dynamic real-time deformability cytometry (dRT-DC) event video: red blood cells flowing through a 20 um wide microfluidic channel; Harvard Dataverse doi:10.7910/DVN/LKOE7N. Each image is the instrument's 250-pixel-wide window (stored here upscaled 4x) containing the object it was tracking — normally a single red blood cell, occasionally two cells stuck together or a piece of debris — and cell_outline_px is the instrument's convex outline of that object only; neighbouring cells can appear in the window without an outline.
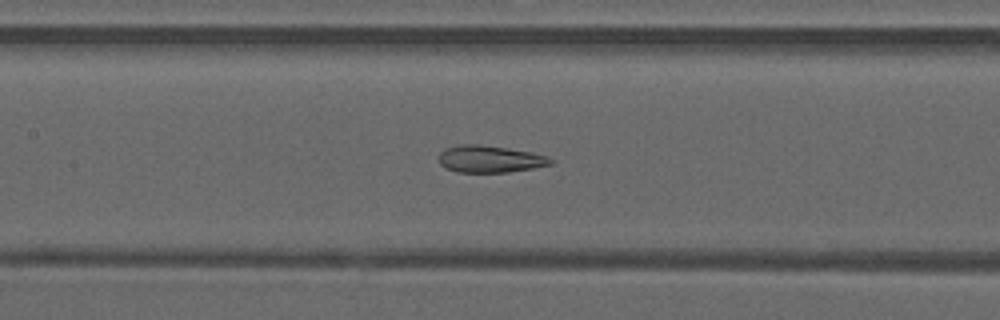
{"species": "common noctule bat (a hibernating species)", "species_latin": "Nyctalus noctula", "temperature_condition": "warm", "stored_images_in_passage": 49, "camera_frame_rate_fps": 3000, "um_per_image_px": 0.085, "animal": {"sex": "male", "forearm_length_mm": 52.5}, "frame": {"image": 1, "passage_image": 23, "time_ms": 7.333, "image_size_px": [1000, 320], "cell_outline_px": [[556, 160], [552, 164], [532, 168], [508, 172], [456, 172], [440, 164], [440, 152], [444, 148], [460, 144], [480, 144], [532, 152], [548, 156]], "centroid_in_image_um": [41.67, 13.51], "position_along_channel_um": 165.7, "area_um2": 17.63}}
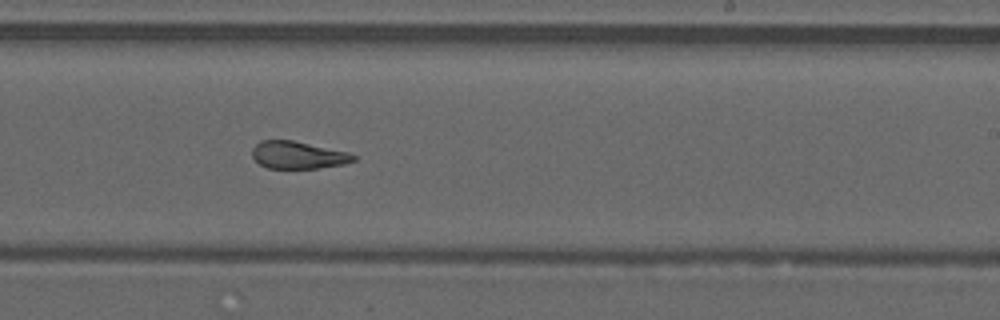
{"frame": {"image": 2, "passage_image": 30, "time_ms": 9.667, "image_size_px": [1000, 320], "cell_outline_px": [[356, 160], [344, 164], [316, 168], [268, 168], [260, 164], [252, 156], [252, 148], [260, 140], [292, 140], [348, 152], [356, 156]], "centroid_in_image_um": [25.32, 13.17], "position_along_channel_um": 263.7, "area_um2": 16.07}}
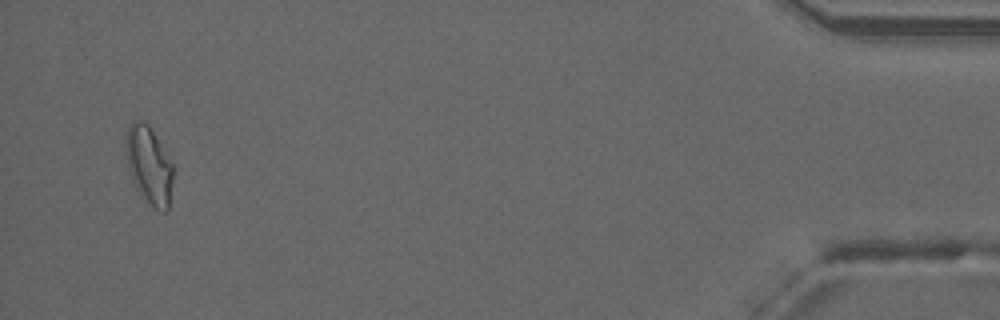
{"frame": {"image": 3, "passage_image": 47, "time_ms": 15.333, "image_size_px": [1000, 320], "cell_outline_px": [[172, 180], [168, 208], [164, 212], [156, 208], [140, 196], [132, 180], [128, 164], [128, 128], [132, 120], [144, 120], [148, 124], [172, 164]], "centroid_in_image_um": [12.68, 14.06], "position_along_channel_um": 422.5, "area_um2": 20.52}, "authors_computed_cell_mechanics": {"area_um2": 18.6116, "velocity_mm_per_s": 4.2403, "shape_relaxation_time_tau1_ms": null, "shape_relaxation_time_tau2_ms": 1.4706, "deformation_change_tau1": null, "deformation_change_tau2": 0.0958}}